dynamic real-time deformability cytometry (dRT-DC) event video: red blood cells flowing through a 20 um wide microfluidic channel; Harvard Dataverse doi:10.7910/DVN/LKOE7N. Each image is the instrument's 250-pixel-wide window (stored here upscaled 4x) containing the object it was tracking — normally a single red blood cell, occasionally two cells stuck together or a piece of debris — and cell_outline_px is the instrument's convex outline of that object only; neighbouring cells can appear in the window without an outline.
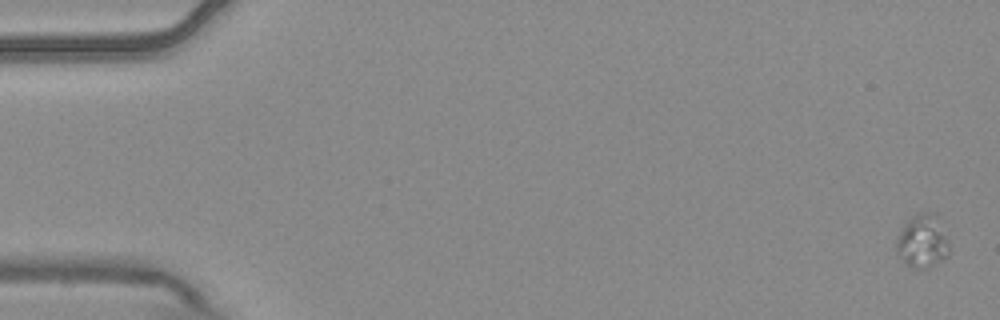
{"species": "common noctule bat (a hibernating species)", "species_latin": "Nyctalus noctula", "temperature_condition": "warm", "stored_images_in_passage": 5, "camera_frame_rate_fps": 3000, "um_per_image_px": 0.085, "animal": {"sex": "male", "body_mass_g": 20.4}, "frame": {"image": 1, "passage_image": 1, "time_ms": 0.0, "image_size_px": [1000, 320], "cell_outline_px": [[948, 256], [928, 268], [916, 268], [904, 264], [896, 252], [896, 240], [900, 228], [912, 216], [920, 212], [936, 212], [948, 244]], "centroid_in_image_um": [78.37, 20.5], "position_along_channel_um": 6.6, "area_um2": 16.42}}
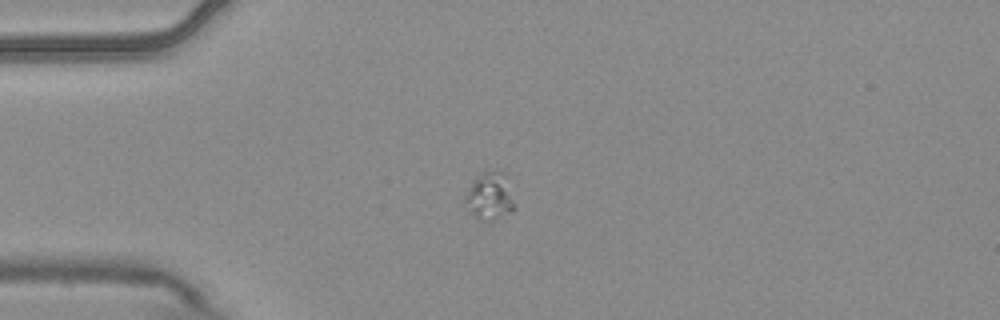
{"frame": {"image": 2, "passage_image": 5, "time_ms": 1.333, "image_size_px": [1000, 320], "cell_outline_px": [[516, 208], [512, 212], [500, 216], [480, 220], [472, 212], [464, 200], [464, 196], [468, 188], [484, 172], [504, 172]], "centroid_in_image_um": [41.65, 16.68], "position_along_channel_um": 43.3, "area_um2": 12.83}}